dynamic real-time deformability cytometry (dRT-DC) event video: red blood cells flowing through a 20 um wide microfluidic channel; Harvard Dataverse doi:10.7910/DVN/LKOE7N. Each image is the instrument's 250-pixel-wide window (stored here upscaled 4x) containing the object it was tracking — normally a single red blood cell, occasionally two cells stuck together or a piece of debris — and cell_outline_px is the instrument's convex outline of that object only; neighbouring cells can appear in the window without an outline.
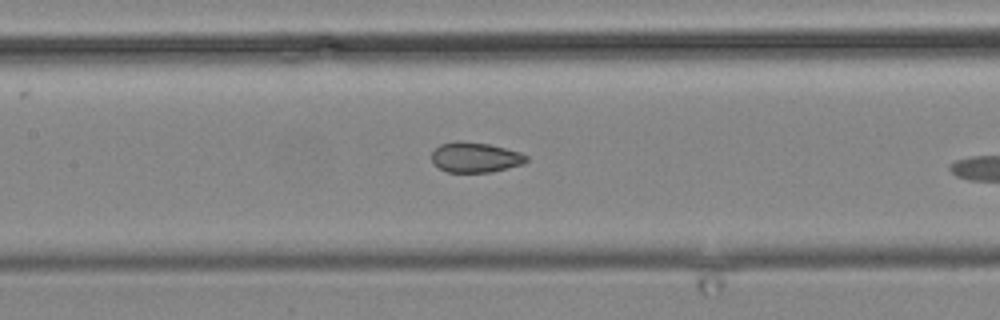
{"species": "common noctule bat (a hibernating species)", "species_latin": "Nyctalus noctula", "temperature_condition": "cold", "stored_images_in_passage": 16, "camera_frame_rate_fps": 3000, "um_per_image_px": 0.085, "animal": {"sex": "male", "body_mass_g": 19.2, "forearm_length_mm": 51.8}, "frame": {"image": 1, "passage_image": 16, "time_ms": 21.0, "image_size_px": [1000, 320], "cell_outline_px": [[528, 160], [524, 164], [492, 172], [448, 172], [432, 164], [432, 152], [440, 144], [456, 140], [460, 140], [488, 144], [520, 152], [528, 156]], "centroid_in_image_um": [40.39, 13.37], "position_along_channel_um": 167.0, "area_um2": 16.76}}